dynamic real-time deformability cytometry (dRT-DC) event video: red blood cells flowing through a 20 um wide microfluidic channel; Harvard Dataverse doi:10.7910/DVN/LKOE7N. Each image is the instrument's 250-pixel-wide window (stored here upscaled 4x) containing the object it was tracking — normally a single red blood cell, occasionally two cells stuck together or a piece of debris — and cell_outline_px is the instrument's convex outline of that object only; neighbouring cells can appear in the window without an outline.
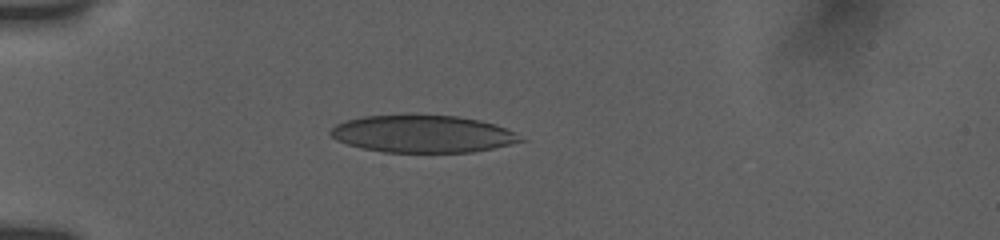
{"species": "human", "species_latin": "Homo sapiens", "temperature_condition": "room temperature", "stored_images_in_passage": 57, "camera_frame_rate_fps": 3000, "um_per_image_px": 0.085, "donor": {"sex": "female"}, "frame": {"image": 1, "passage_image": 1, "time_ms": 0.0, "image_size_px": [1000, 240], "cell_outline_px": [[520, 140], [508, 144], [492, 148], [468, 152], [384, 152], [364, 148], [348, 144], [336, 140], [328, 132], [336, 124], [348, 120], [364, 116], [456, 116], [476, 120], [492, 124], [504, 128], [512, 132]], "centroid_in_image_um": [35.82, 11.39], "position_along_channel_um": 49.2, "area_um2": 40.0}}
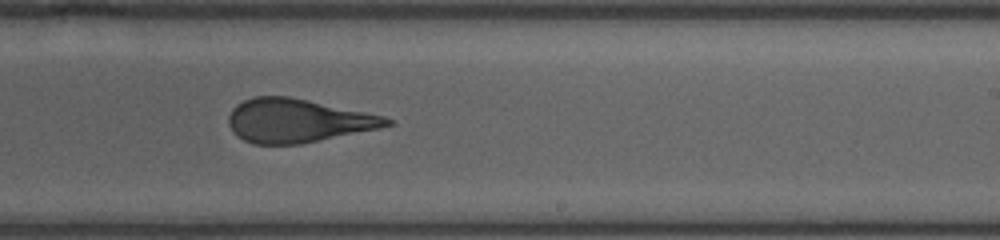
{"frame": {"image": 2, "passage_image": 25, "time_ms": 6.333, "image_size_px": [1000, 240], "cell_outline_px": [[392, 124], [376, 128], [300, 144], [252, 144], [244, 140], [228, 124], [228, 116], [232, 108], [236, 104], [244, 100], [256, 96], [288, 96], [308, 100], [384, 116], [392, 120]], "centroid_in_image_um": [25.24, 10.24], "position_along_channel_um": 263.8, "area_um2": 39.48}}
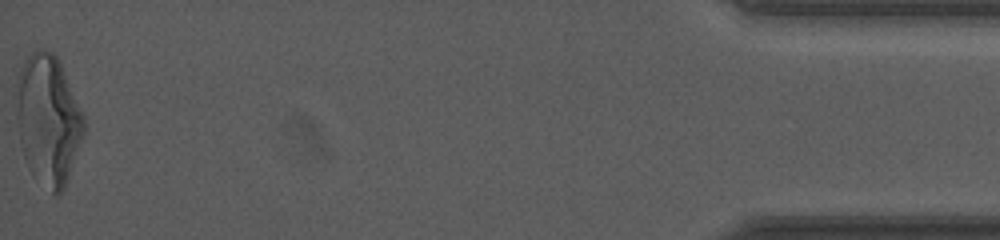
{"frame": {"image": 3, "passage_image": 57, "time_ms": 13.0, "image_size_px": [1000, 240], "cell_outline_px": [[84, 132], [64, 188], [56, 196], [52, 192], [20, 140], [20, 68], [24, 60], [32, 52], [40, 48], [44, 48], [52, 52], [56, 56], [60, 64], [84, 116]], "centroid_in_image_um": [4.19, 10.02], "position_along_channel_um": 431.0, "area_um2": 47.05}, "authors_computed_cell_mechanics": {"area_um2": 40.9224, "velocity_mm_per_s": 3.7903, "shape_relaxation_time_tau1_ms": 8.9874, "shape_relaxation_time_tau2_ms": 1.1497, "deformation_change_tau1": 0.2445, "deformation_change_tau2": 0.1009}}